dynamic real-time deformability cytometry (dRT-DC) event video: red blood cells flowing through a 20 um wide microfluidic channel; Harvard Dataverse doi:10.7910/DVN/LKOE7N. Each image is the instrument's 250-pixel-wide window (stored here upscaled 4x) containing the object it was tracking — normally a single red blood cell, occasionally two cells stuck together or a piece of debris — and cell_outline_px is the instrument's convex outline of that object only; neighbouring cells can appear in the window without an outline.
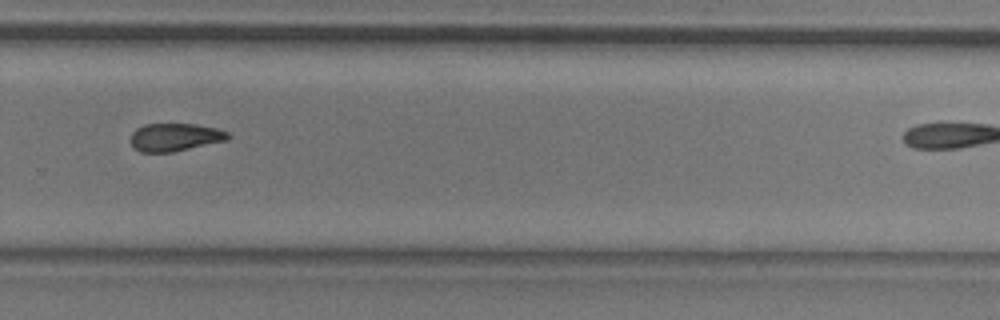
{"species": "common noctule bat (a hibernating species)", "species_latin": "Nyctalus noctula", "temperature_condition": "room temperature", "stored_images_in_passage": 27, "camera_frame_rate_fps": 3000, "um_per_image_px": 0.085, "animal": {"sex": "male", "body_mass_g": 20.5, "forearm_length_mm": 52.5}, "frame": {"image": 1, "passage_image": 20, "time_ms": 6.333, "image_size_px": [1000, 320], "cell_outline_px": [[228, 140], [172, 152], [140, 152], [132, 144], [132, 132], [136, 128], [144, 124], [196, 124], [216, 128], [228, 132]], "centroid_in_image_um": [14.87, 11.65], "position_along_channel_um": 314.9, "area_um2": 15.66}}
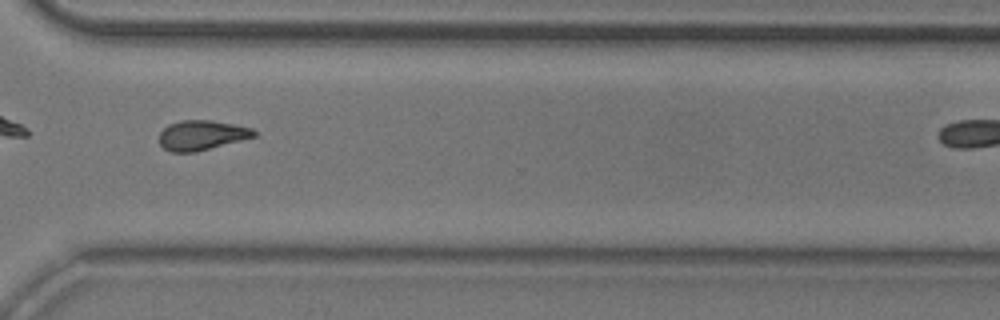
{"frame": {"image": 2, "passage_image": 23, "time_ms": 7.333, "image_size_px": [1000, 320], "cell_outline_px": [[256, 136], [196, 152], [172, 152], [164, 148], [160, 144], [160, 132], [168, 124], [180, 120], [212, 120], [252, 128], [256, 132]], "centroid_in_image_um": [17.13, 11.49], "position_along_channel_um": 353.5, "area_um2": 16.36}}